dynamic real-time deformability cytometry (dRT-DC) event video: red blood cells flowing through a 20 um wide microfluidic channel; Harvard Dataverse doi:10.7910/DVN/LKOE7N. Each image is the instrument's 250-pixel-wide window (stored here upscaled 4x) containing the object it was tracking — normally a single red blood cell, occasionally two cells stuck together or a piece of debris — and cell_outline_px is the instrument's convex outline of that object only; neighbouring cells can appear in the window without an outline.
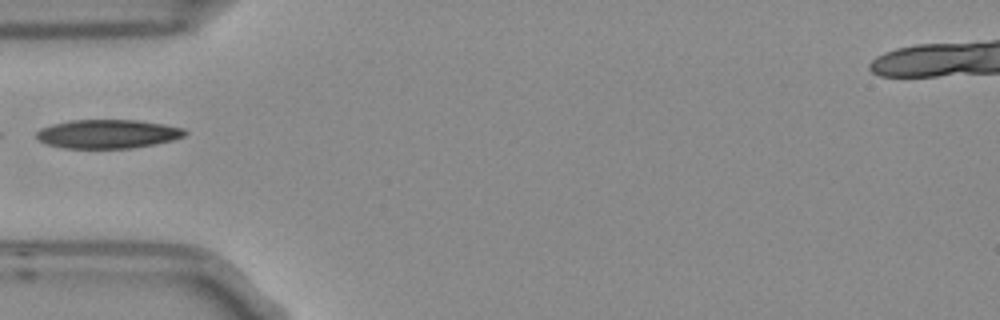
{"species": "Egyptian fruit bat (a non-hibernating species)", "species_latin": "Rousettus aegyptiacus", "temperature_condition": "room temperature", "stored_images_in_passage": 1, "camera_frame_rate_fps": 3000, "um_per_image_px": 0.085, "frame": {"image": 1, "passage_image": 1, "time_ms": 0.0, "image_size_px": [1000, 320], "cell_outline_px": [[188, 132], [184, 136], [172, 140], [156, 144], [128, 148], [64, 148], [44, 144], [36, 140], [36, 132], [40, 128], [52, 124], [72, 120], [136, 120], [164, 124], [184, 128]], "centroid_in_image_um": [9.12, 11.38], "position_along_channel_um": 75.9, "area_um2": 25.09}}